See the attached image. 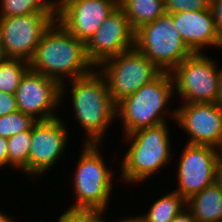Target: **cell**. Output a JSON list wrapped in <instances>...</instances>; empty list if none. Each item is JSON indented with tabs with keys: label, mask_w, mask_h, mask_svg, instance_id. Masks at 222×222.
<instances>
[{
	"label": "cell",
	"mask_w": 222,
	"mask_h": 222,
	"mask_svg": "<svg viewBox=\"0 0 222 222\" xmlns=\"http://www.w3.org/2000/svg\"><path fill=\"white\" fill-rule=\"evenodd\" d=\"M102 213L100 211L67 209L61 213L57 222H94Z\"/></svg>",
	"instance_id": "d4e9b609"
},
{
	"label": "cell",
	"mask_w": 222,
	"mask_h": 222,
	"mask_svg": "<svg viewBox=\"0 0 222 222\" xmlns=\"http://www.w3.org/2000/svg\"><path fill=\"white\" fill-rule=\"evenodd\" d=\"M174 26L184 43L193 53H203L208 47H221L222 36L218 33L211 8L195 12H174Z\"/></svg>",
	"instance_id": "2e32d148"
},
{
	"label": "cell",
	"mask_w": 222,
	"mask_h": 222,
	"mask_svg": "<svg viewBox=\"0 0 222 222\" xmlns=\"http://www.w3.org/2000/svg\"><path fill=\"white\" fill-rule=\"evenodd\" d=\"M8 166V139L0 136V168Z\"/></svg>",
	"instance_id": "83f0119b"
},
{
	"label": "cell",
	"mask_w": 222,
	"mask_h": 222,
	"mask_svg": "<svg viewBox=\"0 0 222 222\" xmlns=\"http://www.w3.org/2000/svg\"><path fill=\"white\" fill-rule=\"evenodd\" d=\"M18 111L16 95L0 91V117Z\"/></svg>",
	"instance_id": "484cf974"
},
{
	"label": "cell",
	"mask_w": 222,
	"mask_h": 222,
	"mask_svg": "<svg viewBox=\"0 0 222 222\" xmlns=\"http://www.w3.org/2000/svg\"><path fill=\"white\" fill-rule=\"evenodd\" d=\"M32 128L8 138V166L28 176ZM19 169V170H18Z\"/></svg>",
	"instance_id": "ffe728a7"
},
{
	"label": "cell",
	"mask_w": 222,
	"mask_h": 222,
	"mask_svg": "<svg viewBox=\"0 0 222 222\" xmlns=\"http://www.w3.org/2000/svg\"><path fill=\"white\" fill-rule=\"evenodd\" d=\"M113 222H143V220L138 216L135 215L132 217V215H130V217H124L123 219L121 218L120 220H116Z\"/></svg>",
	"instance_id": "4dcf8cb0"
},
{
	"label": "cell",
	"mask_w": 222,
	"mask_h": 222,
	"mask_svg": "<svg viewBox=\"0 0 222 222\" xmlns=\"http://www.w3.org/2000/svg\"><path fill=\"white\" fill-rule=\"evenodd\" d=\"M80 146L82 152L72 177L74 191L72 194L76 199L68 209L106 213L112 198L115 173L103 159L104 155L100 151L102 144Z\"/></svg>",
	"instance_id": "5b68a950"
},
{
	"label": "cell",
	"mask_w": 222,
	"mask_h": 222,
	"mask_svg": "<svg viewBox=\"0 0 222 222\" xmlns=\"http://www.w3.org/2000/svg\"><path fill=\"white\" fill-rule=\"evenodd\" d=\"M171 222H196V219L184 208Z\"/></svg>",
	"instance_id": "f1b7e54d"
},
{
	"label": "cell",
	"mask_w": 222,
	"mask_h": 222,
	"mask_svg": "<svg viewBox=\"0 0 222 222\" xmlns=\"http://www.w3.org/2000/svg\"><path fill=\"white\" fill-rule=\"evenodd\" d=\"M218 63L203 53H193L172 72L175 96L181 103H218ZM184 101V102H183Z\"/></svg>",
	"instance_id": "ba28073f"
},
{
	"label": "cell",
	"mask_w": 222,
	"mask_h": 222,
	"mask_svg": "<svg viewBox=\"0 0 222 222\" xmlns=\"http://www.w3.org/2000/svg\"><path fill=\"white\" fill-rule=\"evenodd\" d=\"M18 110L36 121L60 117L57 107L61 104V85L43 74L28 70L16 90Z\"/></svg>",
	"instance_id": "7c38bea8"
},
{
	"label": "cell",
	"mask_w": 222,
	"mask_h": 222,
	"mask_svg": "<svg viewBox=\"0 0 222 222\" xmlns=\"http://www.w3.org/2000/svg\"><path fill=\"white\" fill-rule=\"evenodd\" d=\"M37 121L30 115L16 111L0 117V136L9 138L18 133L30 130Z\"/></svg>",
	"instance_id": "603a6c76"
},
{
	"label": "cell",
	"mask_w": 222,
	"mask_h": 222,
	"mask_svg": "<svg viewBox=\"0 0 222 222\" xmlns=\"http://www.w3.org/2000/svg\"><path fill=\"white\" fill-rule=\"evenodd\" d=\"M181 151L174 191L187 200L217 181L222 151L210 145L189 143Z\"/></svg>",
	"instance_id": "9c48e42d"
},
{
	"label": "cell",
	"mask_w": 222,
	"mask_h": 222,
	"mask_svg": "<svg viewBox=\"0 0 222 222\" xmlns=\"http://www.w3.org/2000/svg\"><path fill=\"white\" fill-rule=\"evenodd\" d=\"M220 85H219V100L218 103L222 106V68L219 69Z\"/></svg>",
	"instance_id": "d6a6232c"
},
{
	"label": "cell",
	"mask_w": 222,
	"mask_h": 222,
	"mask_svg": "<svg viewBox=\"0 0 222 222\" xmlns=\"http://www.w3.org/2000/svg\"><path fill=\"white\" fill-rule=\"evenodd\" d=\"M58 117L48 121H37L32 126V144L28 159V177L37 180L51 171L67 151L69 132L67 122ZM37 176V177H36ZM31 177V178H30Z\"/></svg>",
	"instance_id": "8fae6325"
},
{
	"label": "cell",
	"mask_w": 222,
	"mask_h": 222,
	"mask_svg": "<svg viewBox=\"0 0 222 222\" xmlns=\"http://www.w3.org/2000/svg\"><path fill=\"white\" fill-rule=\"evenodd\" d=\"M53 12L48 0H0V17Z\"/></svg>",
	"instance_id": "7402d4cb"
},
{
	"label": "cell",
	"mask_w": 222,
	"mask_h": 222,
	"mask_svg": "<svg viewBox=\"0 0 222 222\" xmlns=\"http://www.w3.org/2000/svg\"><path fill=\"white\" fill-rule=\"evenodd\" d=\"M107 213H102L94 222H107L103 217Z\"/></svg>",
	"instance_id": "d590c367"
},
{
	"label": "cell",
	"mask_w": 222,
	"mask_h": 222,
	"mask_svg": "<svg viewBox=\"0 0 222 222\" xmlns=\"http://www.w3.org/2000/svg\"><path fill=\"white\" fill-rule=\"evenodd\" d=\"M29 66L61 85V103L68 92L67 79L85 76L95 68L87 58L85 44L57 20L42 35Z\"/></svg>",
	"instance_id": "6da1fadb"
},
{
	"label": "cell",
	"mask_w": 222,
	"mask_h": 222,
	"mask_svg": "<svg viewBox=\"0 0 222 222\" xmlns=\"http://www.w3.org/2000/svg\"><path fill=\"white\" fill-rule=\"evenodd\" d=\"M30 69L29 62L6 58L0 63V91L15 94L22 77Z\"/></svg>",
	"instance_id": "44dd1931"
},
{
	"label": "cell",
	"mask_w": 222,
	"mask_h": 222,
	"mask_svg": "<svg viewBox=\"0 0 222 222\" xmlns=\"http://www.w3.org/2000/svg\"><path fill=\"white\" fill-rule=\"evenodd\" d=\"M167 13L195 12L210 7L211 0H164Z\"/></svg>",
	"instance_id": "cb8c5ba5"
},
{
	"label": "cell",
	"mask_w": 222,
	"mask_h": 222,
	"mask_svg": "<svg viewBox=\"0 0 222 222\" xmlns=\"http://www.w3.org/2000/svg\"><path fill=\"white\" fill-rule=\"evenodd\" d=\"M175 124L189 136L187 143L210 145L222 151V106L219 103H182Z\"/></svg>",
	"instance_id": "5bb4252c"
},
{
	"label": "cell",
	"mask_w": 222,
	"mask_h": 222,
	"mask_svg": "<svg viewBox=\"0 0 222 222\" xmlns=\"http://www.w3.org/2000/svg\"><path fill=\"white\" fill-rule=\"evenodd\" d=\"M196 222H222V188L216 181L186 200Z\"/></svg>",
	"instance_id": "e0dca14e"
},
{
	"label": "cell",
	"mask_w": 222,
	"mask_h": 222,
	"mask_svg": "<svg viewBox=\"0 0 222 222\" xmlns=\"http://www.w3.org/2000/svg\"><path fill=\"white\" fill-rule=\"evenodd\" d=\"M12 216L7 215L6 212L4 213L2 210H0V222H15Z\"/></svg>",
	"instance_id": "1f68e13d"
},
{
	"label": "cell",
	"mask_w": 222,
	"mask_h": 222,
	"mask_svg": "<svg viewBox=\"0 0 222 222\" xmlns=\"http://www.w3.org/2000/svg\"><path fill=\"white\" fill-rule=\"evenodd\" d=\"M118 6L117 0H74L56 14V20L86 44Z\"/></svg>",
	"instance_id": "9a60e30c"
},
{
	"label": "cell",
	"mask_w": 222,
	"mask_h": 222,
	"mask_svg": "<svg viewBox=\"0 0 222 222\" xmlns=\"http://www.w3.org/2000/svg\"><path fill=\"white\" fill-rule=\"evenodd\" d=\"M52 11L57 14L62 8L74 0H48Z\"/></svg>",
	"instance_id": "f546056e"
},
{
	"label": "cell",
	"mask_w": 222,
	"mask_h": 222,
	"mask_svg": "<svg viewBox=\"0 0 222 222\" xmlns=\"http://www.w3.org/2000/svg\"><path fill=\"white\" fill-rule=\"evenodd\" d=\"M6 55H5V52H4V49H3V44H2V41H1V37H0V63L2 61H4L6 59Z\"/></svg>",
	"instance_id": "e575fe53"
},
{
	"label": "cell",
	"mask_w": 222,
	"mask_h": 222,
	"mask_svg": "<svg viewBox=\"0 0 222 222\" xmlns=\"http://www.w3.org/2000/svg\"><path fill=\"white\" fill-rule=\"evenodd\" d=\"M186 200L176 191L160 196L149 210L138 215L143 222H171L184 208Z\"/></svg>",
	"instance_id": "d6986e66"
},
{
	"label": "cell",
	"mask_w": 222,
	"mask_h": 222,
	"mask_svg": "<svg viewBox=\"0 0 222 222\" xmlns=\"http://www.w3.org/2000/svg\"><path fill=\"white\" fill-rule=\"evenodd\" d=\"M135 47V31L118 6L85 44L89 62L97 68L105 60Z\"/></svg>",
	"instance_id": "4fadbf2b"
},
{
	"label": "cell",
	"mask_w": 222,
	"mask_h": 222,
	"mask_svg": "<svg viewBox=\"0 0 222 222\" xmlns=\"http://www.w3.org/2000/svg\"><path fill=\"white\" fill-rule=\"evenodd\" d=\"M119 6L134 31L166 13L164 0H120Z\"/></svg>",
	"instance_id": "ac0fdd59"
},
{
	"label": "cell",
	"mask_w": 222,
	"mask_h": 222,
	"mask_svg": "<svg viewBox=\"0 0 222 222\" xmlns=\"http://www.w3.org/2000/svg\"><path fill=\"white\" fill-rule=\"evenodd\" d=\"M169 122L122 135L129 148L121 160L120 179L124 183H141L160 172L173 160ZM129 142V143H128Z\"/></svg>",
	"instance_id": "277c9868"
},
{
	"label": "cell",
	"mask_w": 222,
	"mask_h": 222,
	"mask_svg": "<svg viewBox=\"0 0 222 222\" xmlns=\"http://www.w3.org/2000/svg\"><path fill=\"white\" fill-rule=\"evenodd\" d=\"M217 182L220 184V186L222 188V160L220 161V164L218 166Z\"/></svg>",
	"instance_id": "836d02e7"
},
{
	"label": "cell",
	"mask_w": 222,
	"mask_h": 222,
	"mask_svg": "<svg viewBox=\"0 0 222 222\" xmlns=\"http://www.w3.org/2000/svg\"><path fill=\"white\" fill-rule=\"evenodd\" d=\"M68 83L74 119L86 135L82 142L102 144L109 126L117 119V104L110 96L104 76L94 68L89 74Z\"/></svg>",
	"instance_id": "7a4b0ae2"
},
{
	"label": "cell",
	"mask_w": 222,
	"mask_h": 222,
	"mask_svg": "<svg viewBox=\"0 0 222 222\" xmlns=\"http://www.w3.org/2000/svg\"><path fill=\"white\" fill-rule=\"evenodd\" d=\"M135 48L162 72H172L193 54L174 26L172 15L167 12L135 31Z\"/></svg>",
	"instance_id": "8992f818"
},
{
	"label": "cell",
	"mask_w": 222,
	"mask_h": 222,
	"mask_svg": "<svg viewBox=\"0 0 222 222\" xmlns=\"http://www.w3.org/2000/svg\"><path fill=\"white\" fill-rule=\"evenodd\" d=\"M97 69L104 76L110 96L116 104L162 73L135 47L105 60Z\"/></svg>",
	"instance_id": "52a82bcc"
},
{
	"label": "cell",
	"mask_w": 222,
	"mask_h": 222,
	"mask_svg": "<svg viewBox=\"0 0 222 222\" xmlns=\"http://www.w3.org/2000/svg\"><path fill=\"white\" fill-rule=\"evenodd\" d=\"M174 94L171 72H162L156 79L118 102L116 118L119 119L116 120H120L123 125V135L169 122L166 119L168 117L174 121L176 109L170 112L168 109Z\"/></svg>",
	"instance_id": "3957f363"
},
{
	"label": "cell",
	"mask_w": 222,
	"mask_h": 222,
	"mask_svg": "<svg viewBox=\"0 0 222 222\" xmlns=\"http://www.w3.org/2000/svg\"><path fill=\"white\" fill-rule=\"evenodd\" d=\"M55 20L54 12L0 17V37L6 57L29 62L42 35Z\"/></svg>",
	"instance_id": "30bf717a"
},
{
	"label": "cell",
	"mask_w": 222,
	"mask_h": 222,
	"mask_svg": "<svg viewBox=\"0 0 222 222\" xmlns=\"http://www.w3.org/2000/svg\"><path fill=\"white\" fill-rule=\"evenodd\" d=\"M210 8L214 16L217 31L222 36V0H211Z\"/></svg>",
	"instance_id": "4316f807"
}]
</instances>
